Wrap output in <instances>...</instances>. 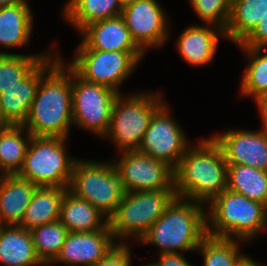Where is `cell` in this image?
Instances as JSON below:
<instances>
[{
	"mask_svg": "<svg viewBox=\"0 0 267 266\" xmlns=\"http://www.w3.org/2000/svg\"><path fill=\"white\" fill-rule=\"evenodd\" d=\"M62 17L80 32L88 24L120 16L119 0H68L62 9Z\"/></svg>",
	"mask_w": 267,
	"mask_h": 266,
	"instance_id": "cb8c5ba5",
	"label": "cell"
},
{
	"mask_svg": "<svg viewBox=\"0 0 267 266\" xmlns=\"http://www.w3.org/2000/svg\"><path fill=\"white\" fill-rule=\"evenodd\" d=\"M69 138L32 136L17 176L38 187L69 188L77 158L68 154Z\"/></svg>",
	"mask_w": 267,
	"mask_h": 266,
	"instance_id": "52a82bcc",
	"label": "cell"
},
{
	"mask_svg": "<svg viewBox=\"0 0 267 266\" xmlns=\"http://www.w3.org/2000/svg\"><path fill=\"white\" fill-rule=\"evenodd\" d=\"M25 0H0V7L22 3Z\"/></svg>",
	"mask_w": 267,
	"mask_h": 266,
	"instance_id": "74e56055",
	"label": "cell"
},
{
	"mask_svg": "<svg viewBox=\"0 0 267 266\" xmlns=\"http://www.w3.org/2000/svg\"><path fill=\"white\" fill-rule=\"evenodd\" d=\"M256 106L259 110V115L263 126L267 128V91L261 95L256 101Z\"/></svg>",
	"mask_w": 267,
	"mask_h": 266,
	"instance_id": "d590c367",
	"label": "cell"
},
{
	"mask_svg": "<svg viewBox=\"0 0 267 266\" xmlns=\"http://www.w3.org/2000/svg\"><path fill=\"white\" fill-rule=\"evenodd\" d=\"M239 47L249 61L242 75L240 94L252 97L255 102L267 91V48Z\"/></svg>",
	"mask_w": 267,
	"mask_h": 266,
	"instance_id": "83f0119b",
	"label": "cell"
},
{
	"mask_svg": "<svg viewBox=\"0 0 267 266\" xmlns=\"http://www.w3.org/2000/svg\"><path fill=\"white\" fill-rule=\"evenodd\" d=\"M68 190L76 197L88 201L110 219L118 204L128 193L122 175L112 160L77 159L73 166Z\"/></svg>",
	"mask_w": 267,
	"mask_h": 266,
	"instance_id": "8992f818",
	"label": "cell"
},
{
	"mask_svg": "<svg viewBox=\"0 0 267 266\" xmlns=\"http://www.w3.org/2000/svg\"><path fill=\"white\" fill-rule=\"evenodd\" d=\"M136 0H119V4L121 5V7H125L129 4L134 3Z\"/></svg>",
	"mask_w": 267,
	"mask_h": 266,
	"instance_id": "f35d334b",
	"label": "cell"
},
{
	"mask_svg": "<svg viewBox=\"0 0 267 266\" xmlns=\"http://www.w3.org/2000/svg\"><path fill=\"white\" fill-rule=\"evenodd\" d=\"M52 52H54L52 54ZM23 79L0 93V125L23 126L42 77L59 61L52 50ZM55 55V56H54Z\"/></svg>",
	"mask_w": 267,
	"mask_h": 266,
	"instance_id": "5bb4252c",
	"label": "cell"
},
{
	"mask_svg": "<svg viewBox=\"0 0 267 266\" xmlns=\"http://www.w3.org/2000/svg\"><path fill=\"white\" fill-rule=\"evenodd\" d=\"M79 33L83 38L76 49L143 52L133 41L121 15L92 22Z\"/></svg>",
	"mask_w": 267,
	"mask_h": 266,
	"instance_id": "e0dca14e",
	"label": "cell"
},
{
	"mask_svg": "<svg viewBox=\"0 0 267 266\" xmlns=\"http://www.w3.org/2000/svg\"><path fill=\"white\" fill-rule=\"evenodd\" d=\"M144 52L75 49L68 65L85 81L112 88L118 93L121 85L139 65Z\"/></svg>",
	"mask_w": 267,
	"mask_h": 266,
	"instance_id": "9c48e42d",
	"label": "cell"
},
{
	"mask_svg": "<svg viewBox=\"0 0 267 266\" xmlns=\"http://www.w3.org/2000/svg\"><path fill=\"white\" fill-rule=\"evenodd\" d=\"M67 190L55 186L37 187L19 226L30 231L59 220L61 202Z\"/></svg>",
	"mask_w": 267,
	"mask_h": 266,
	"instance_id": "603a6c76",
	"label": "cell"
},
{
	"mask_svg": "<svg viewBox=\"0 0 267 266\" xmlns=\"http://www.w3.org/2000/svg\"><path fill=\"white\" fill-rule=\"evenodd\" d=\"M37 187L16 174L0 175V225H19Z\"/></svg>",
	"mask_w": 267,
	"mask_h": 266,
	"instance_id": "d6986e66",
	"label": "cell"
},
{
	"mask_svg": "<svg viewBox=\"0 0 267 266\" xmlns=\"http://www.w3.org/2000/svg\"><path fill=\"white\" fill-rule=\"evenodd\" d=\"M72 119L74 127L104 138L110 126L118 92L104 85L85 81L71 68Z\"/></svg>",
	"mask_w": 267,
	"mask_h": 266,
	"instance_id": "30bf717a",
	"label": "cell"
},
{
	"mask_svg": "<svg viewBox=\"0 0 267 266\" xmlns=\"http://www.w3.org/2000/svg\"><path fill=\"white\" fill-rule=\"evenodd\" d=\"M31 138L23 126L0 125V175L20 171Z\"/></svg>",
	"mask_w": 267,
	"mask_h": 266,
	"instance_id": "484cf974",
	"label": "cell"
},
{
	"mask_svg": "<svg viewBox=\"0 0 267 266\" xmlns=\"http://www.w3.org/2000/svg\"><path fill=\"white\" fill-rule=\"evenodd\" d=\"M117 241L111 230L69 232L56 259L51 263L91 266L105 257Z\"/></svg>",
	"mask_w": 267,
	"mask_h": 266,
	"instance_id": "2e32d148",
	"label": "cell"
},
{
	"mask_svg": "<svg viewBox=\"0 0 267 266\" xmlns=\"http://www.w3.org/2000/svg\"><path fill=\"white\" fill-rule=\"evenodd\" d=\"M221 37L225 38V30L219 26L192 24L179 35L176 48L189 65L206 66L215 58Z\"/></svg>",
	"mask_w": 267,
	"mask_h": 266,
	"instance_id": "ac0fdd59",
	"label": "cell"
},
{
	"mask_svg": "<svg viewBox=\"0 0 267 266\" xmlns=\"http://www.w3.org/2000/svg\"><path fill=\"white\" fill-rule=\"evenodd\" d=\"M240 242L207 234L196 251L201 252L204 266H240L249 256L240 251Z\"/></svg>",
	"mask_w": 267,
	"mask_h": 266,
	"instance_id": "f1b7e54d",
	"label": "cell"
},
{
	"mask_svg": "<svg viewBox=\"0 0 267 266\" xmlns=\"http://www.w3.org/2000/svg\"><path fill=\"white\" fill-rule=\"evenodd\" d=\"M267 14V0H232L225 38L241 43Z\"/></svg>",
	"mask_w": 267,
	"mask_h": 266,
	"instance_id": "d4e9b609",
	"label": "cell"
},
{
	"mask_svg": "<svg viewBox=\"0 0 267 266\" xmlns=\"http://www.w3.org/2000/svg\"><path fill=\"white\" fill-rule=\"evenodd\" d=\"M236 46L267 48V14L260 19L254 30Z\"/></svg>",
	"mask_w": 267,
	"mask_h": 266,
	"instance_id": "836d02e7",
	"label": "cell"
},
{
	"mask_svg": "<svg viewBox=\"0 0 267 266\" xmlns=\"http://www.w3.org/2000/svg\"><path fill=\"white\" fill-rule=\"evenodd\" d=\"M185 253L160 254L157 261L148 263V266H194L184 256Z\"/></svg>",
	"mask_w": 267,
	"mask_h": 266,
	"instance_id": "e575fe53",
	"label": "cell"
},
{
	"mask_svg": "<svg viewBox=\"0 0 267 266\" xmlns=\"http://www.w3.org/2000/svg\"><path fill=\"white\" fill-rule=\"evenodd\" d=\"M112 162L128 192L174 189V169L138 150L118 153ZM120 157V158H119Z\"/></svg>",
	"mask_w": 267,
	"mask_h": 266,
	"instance_id": "7c38bea8",
	"label": "cell"
},
{
	"mask_svg": "<svg viewBox=\"0 0 267 266\" xmlns=\"http://www.w3.org/2000/svg\"><path fill=\"white\" fill-rule=\"evenodd\" d=\"M227 188L267 206V172L248 165L228 164Z\"/></svg>",
	"mask_w": 267,
	"mask_h": 266,
	"instance_id": "4316f807",
	"label": "cell"
},
{
	"mask_svg": "<svg viewBox=\"0 0 267 266\" xmlns=\"http://www.w3.org/2000/svg\"><path fill=\"white\" fill-rule=\"evenodd\" d=\"M227 162L210 136L191 145L174 169L176 197L207 205L227 188Z\"/></svg>",
	"mask_w": 267,
	"mask_h": 266,
	"instance_id": "7a4b0ae2",
	"label": "cell"
},
{
	"mask_svg": "<svg viewBox=\"0 0 267 266\" xmlns=\"http://www.w3.org/2000/svg\"><path fill=\"white\" fill-rule=\"evenodd\" d=\"M220 146L227 164L248 165L267 172V128L259 131L229 129L211 136Z\"/></svg>",
	"mask_w": 267,
	"mask_h": 266,
	"instance_id": "9a60e30c",
	"label": "cell"
},
{
	"mask_svg": "<svg viewBox=\"0 0 267 266\" xmlns=\"http://www.w3.org/2000/svg\"><path fill=\"white\" fill-rule=\"evenodd\" d=\"M206 206V231L210 236L248 244L267 229V206L228 188Z\"/></svg>",
	"mask_w": 267,
	"mask_h": 266,
	"instance_id": "277c9868",
	"label": "cell"
},
{
	"mask_svg": "<svg viewBox=\"0 0 267 266\" xmlns=\"http://www.w3.org/2000/svg\"><path fill=\"white\" fill-rule=\"evenodd\" d=\"M166 15L157 0H136L121 13L133 41L145 54L151 47H164L168 40L171 27Z\"/></svg>",
	"mask_w": 267,
	"mask_h": 266,
	"instance_id": "4fadbf2b",
	"label": "cell"
},
{
	"mask_svg": "<svg viewBox=\"0 0 267 266\" xmlns=\"http://www.w3.org/2000/svg\"><path fill=\"white\" fill-rule=\"evenodd\" d=\"M240 266H261V264H259L256 260H254V258H251L250 256H248L242 263Z\"/></svg>",
	"mask_w": 267,
	"mask_h": 266,
	"instance_id": "8d00e7d4",
	"label": "cell"
},
{
	"mask_svg": "<svg viewBox=\"0 0 267 266\" xmlns=\"http://www.w3.org/2000/svg\"><path fill=\"white\" fill-rule=\"evenodd\" d=\"M175 197V190L128 192L109 219L117 243L128 244L132 237L138 243Z\"/></svg>",
	"mask_w": 267,
	"mask_h": 266,
	"instance_id": "ba28073f",
	"label": "cell"
},
{
	"mask_svg": "<svg viewBox=\"0 0 267 266\" xmlns=\"http://www.w3.org/2000/svg\"><path fill=\"white\" fill-rule=\"evenodd\" d=\"M130 244H117L105 257L91 266H131Z\"/></svg>",
	"mask_w": 267,
	"mask_h": 266,
	"instance_id": "d6a6232c",
	"label": "cell"
},
{
	"mask_svg": "<svg viewBox=\"0 0 267 266\" xmlns=\"http://www.w3.org/2000/svg\"><path fill=\"white\" fill-rule=\"evenodd\" d=\"M189 2L204 24H213L225 30L232 0H189Z\"/></svg>",
	"mask_w": 267,
	"mask_h": 266,
	"instance_id": "1f68e13d",
	"label": "cell"
},
{
	"mask_svg": "<svg viewBox=\"0 0 267 266\" xmlns=\"http://www.w3.org/2000/svg\"><path fill=\"white\" fill-rule=\"evenodd\" d=\"M51 51L31 55L0 51V93L23 79Z\"/></svg>",
	"mask_w": 267,
	"mask_h": 266,
	"instance_id": "4dcf8cb0",
	"label": "cell"
},
{
	"mask_svg": "<svg viewBox=\"0 0 267 266\" xmlns=\"http://www.w3.org/2000/svg\"><path fill=\"white\" fill-rule=\"evenodd\" d=\"M205 207L203 203L175 197L138 243L158 247L159 255L197 252L207 235Z\"/></svg>",
	"mask_w": 267,
	"mask_h": 266,
	"instance_id": "3957f363",
	"label": "cell"
},
{
	"mask_svg": "<svg viewBox=\"0 0 267 266\" xmlns=\"http://www.w3.org/2000/svg\"><path fill=\"white\" fill-rule=\"evenodd\" d=\"M33 19L34 15L27 0L0 7V45L13 49L30 43Z\"/></svg>",
	"mask_w": 267,
	"mask_h": 266,
	"instance_id": "7402d4cb",
	"label": "cell"
},
{
	"mask_svg": "<svg viewBox=\"0 0 267 266\" xmlns=\"http://www.w3.org/2000/svg\"><path fill=\"white\" fill-rule=\"evenodd\" d=\"M59 221L68 232L111 230L109 219L88 201L67 190L63 196Z\"/></svg>",
	"mask_w": 267,
	"mask_h": 266,
	"instance_id": "44dd1931",
	"label": "cell"
},
{
	"mask_svg": "<svg viewBox=\"0 0 267 266\" xmlns=\"http://www.w3.org/2000/svg\"><path fill=\"white\" fill-rule=\"evenodd\" d=\"M160 91H143L116 97L110 126L104 139H111L118 153L135 151L141 145L154 113L165 103Z\"/></svg>",
	"mask_w": 267,
	"mask_h": 266,
	"instance_id": "5b68a950",
	"label": "cell"
},
{
	"mask_svg": "<svg viewBox=\"0 0 267 266\" xmlns=\"http://www.w3.org/2000/svg\"><path fill=\"white\" fill-rule=\"evenodd\" d=\"M62 58L42 77L23 127L32 136L69 138L72 119L71 67Z\"/></svg>",
	"mask_w": 267,
	"mask_h": 266,
	"instance_id": "6da1fadb",
	"label": "cell"
},
{
	"mask_svg": "<svg viewBox=\"0 0 267 266\" xmlns=\"http://www.w3.org/2000/svg\"><path fill=\"white\" fill-rule=\"evenodd\" d=\"M36 254L44 265L51 263L58 256L69 233L59 221L44 224L30 230Z\"/></svg>",
	"mask_w": 267,
	"mask_h": 266,
	"instance_id": "f546056e",
	"label": "cell"
},
{
	"mask_svg": "<svg viewBox=\"0 0 267 266\" xmlns=\"http://www.w3.org/2000/svg\"><path fill=\"white\" fill-rule=\"evenodd\" d=\"M168 107L165 102L154 113L138 151L175 169L191 143L181 125L171 117Z\"/></svg>",
	"mask_w": 267,
	"mask_h": 266,
	"instance_id": "8fae6325",
	"label": "cell"
},
{
	"mask_svg": "<svg viewBox=\"0 0 267 266\" xmlns=\"http://www.w3.org/2000/svg\"><path fill=\"white\" fill-rule=\"evenodd\" d=\"M0 264L4 266H40L29 230L19 225H0Z\"/></svg>",
	"mask_w": 267,
	"mask_h": 266,
	"instance_id": "ffe728a7",
	"label": "cell"
}]
</instances>
